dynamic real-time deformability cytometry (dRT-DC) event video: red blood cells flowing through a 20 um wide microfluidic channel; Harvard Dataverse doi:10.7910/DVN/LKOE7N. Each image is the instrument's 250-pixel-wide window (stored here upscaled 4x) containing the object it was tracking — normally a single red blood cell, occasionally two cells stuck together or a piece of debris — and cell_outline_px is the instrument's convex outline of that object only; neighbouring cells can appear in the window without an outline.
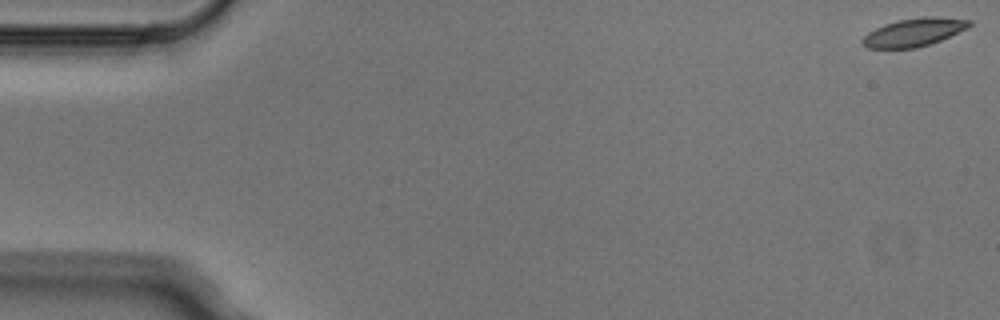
{"species": "Egyptian fruit bat (a non-hibernating species)", "species_latin": "Rousettus aegyptiacus", "temperature_condition": "cold", "stored_images_in_passage": 4, "camera_frame_rate_fps": 3000, "um_per_image_px": 0.085, "animal": {"sex": "male"}, "frame": {"image": 1, "passage_image": 1, "time_ms": 0.0, "image_size_px": [1000, 320], "cell_outline_px": [[972, 24], [968, 28], [940, 40], [916, 48], [868, 48], [860, 40], [868, 32], [884, 24], [896, 20], [924, 16], [932, 16], [972, 20]], "centroid_in_image_um": [77.69, 2.73], "position_along_channel_um": 7.3, "area_um2": 17.46}}
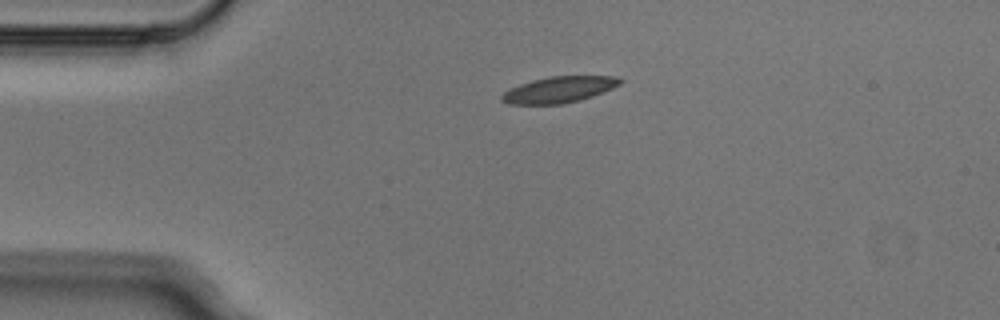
{"frame": {"image": 2, "passage_image": 4, "time_ms": 1.0, "image_size_px": [1000, 320], "cell_outline_px": [[624, 80], [620, 84], [612, 88], [592, 96], [580, 100], [560, 104], [508, 104], [500, 100], [500, 96], [504, 92], [520, 84], [532, 80], [548, 76], [616, 76]], "centroid_in_image_um": [47.51, 7.61], "position_along_channel_um": 37.5, "area_um2": 17.98}}